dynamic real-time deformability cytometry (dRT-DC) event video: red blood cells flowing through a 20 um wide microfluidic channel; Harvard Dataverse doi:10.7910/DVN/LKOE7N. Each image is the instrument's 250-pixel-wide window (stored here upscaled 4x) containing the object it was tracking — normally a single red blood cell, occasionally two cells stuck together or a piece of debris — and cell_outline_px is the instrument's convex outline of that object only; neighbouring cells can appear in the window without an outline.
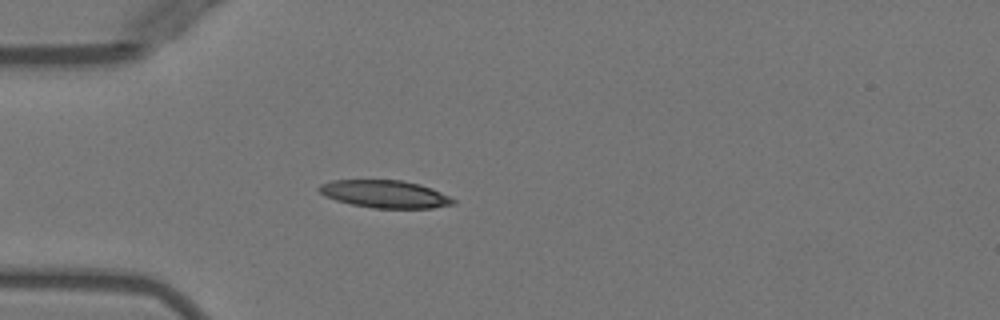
{"species": "Egyptian fruit bat (a non-hibernating species)", "species_latin": "Rousettus aegyptiacus", "temperature_condition": "warm", "stored_images_in_passage": 36, "camera_frame_rate_fps": 3000, "um_per_image_px": 0.085, "animal": {"sex": "female"}, "frame": {"image": 1, "passage_image": 7, "time_ms": 2.0, "image_size_px": [1000, 320], "cell_outline_px": [[456, 204], [432, 208], [372, 208], [352, 204], [336, 200], [324, 196], [316, 188], [320, 184], [332, 180], [400, 180], [420, 184], [432, 188], [456, 200]], "centroid_in_image_um": [32.71, 16.49], "position_along_channel_um": 52.3, "area_um2": 21.62}}
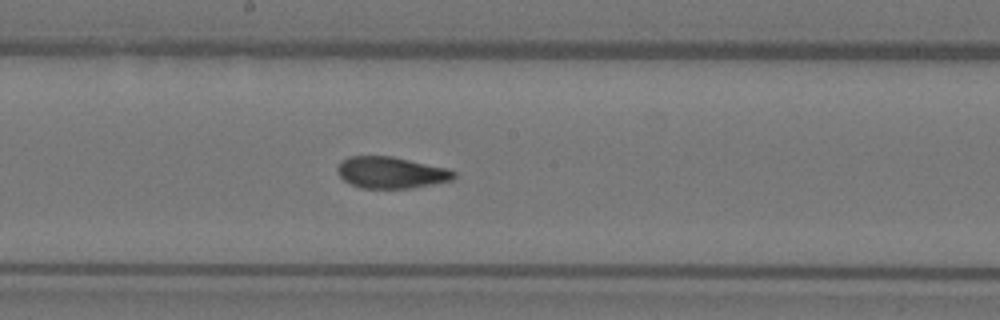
{"frame": {"image": 2, "passage_image": 20, "time_ms": 6.333, "image_size_px": [1000, 320], "cell_outline_px": [[456, 176], [452, 180], [408, 188], [360, 188], [344, 180], [340, 176], [336, 168], [340, 160], [348, 156], [392, 156], [448, 168], [456, 172]], "centroid_in_image_um": [33.21, 14.65], "position_along_channel_um": 215.0, "area_um2": 21.39}}
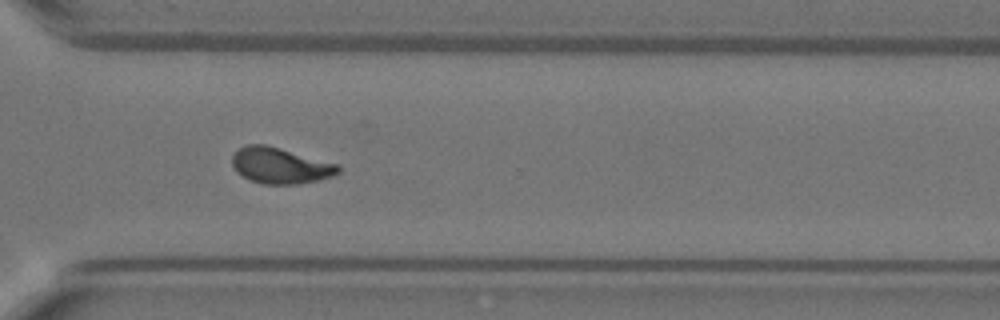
{"frame": {"image": 3, "passage_image": 30, "time_ms": 9.667, "image_size_px": [1000, 320], "cell_outline_px": [[340, 172], [332, 176], [316, 180], [296, 184], [264, 184], [248, 180], [236, 172], [232, 164], [232, 156], [244, 144], [264, 144], [340, 164]], "centroid_in_image_um": [23.81, 14.07], "position_along_channel_um": 346.8, "area_um2": 22.25}, "authors_computed_cell_mechanics": {"area_um2": 21.964, "velocity_mm_per_s": 3.9771, "shape_relaxation_time_tau1_ms": 4.4975, "shape_relaxation_time_tau2_ms": 1.5525, "deformation_change_tau1": 0.2092, "deformation_change_tau2": 0.0874}}